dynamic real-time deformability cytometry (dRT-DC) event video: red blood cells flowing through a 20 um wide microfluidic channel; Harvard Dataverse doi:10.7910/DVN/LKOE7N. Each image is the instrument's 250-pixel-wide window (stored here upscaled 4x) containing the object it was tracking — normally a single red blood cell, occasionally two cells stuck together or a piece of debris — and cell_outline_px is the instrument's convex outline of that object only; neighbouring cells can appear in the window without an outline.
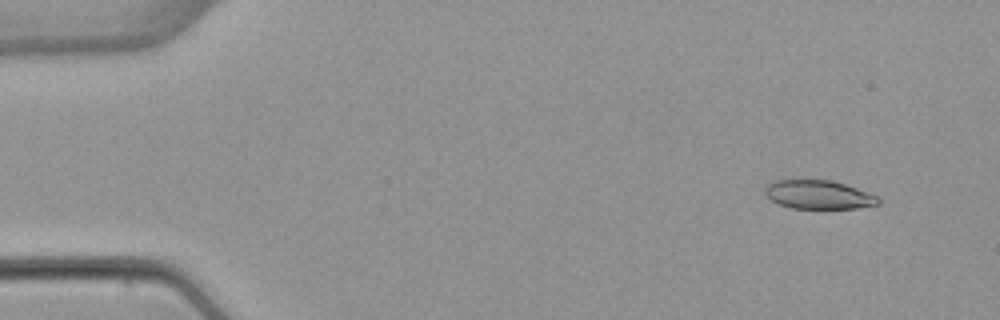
{"species": "common noctule bat (a hibernating species)", "species_latin": "Nyctalus noctula", "temperature_condition": "warm", "stored_images_in_passage": 53, "camera_frame_rate_fps": 3000, "um_per_image_px": 0.085, "animal": {"sex": "female", "body_mass_g": 22.7, "forearm_length_mm": 54.2}, "frame": {"image": 1, "passage_image": 5, "time_ms": 1.333, "image_size_px": [1000, 320], "cell_outline_px": [[880, 204], [856, 208], [792, 208], [780, 204], [764, 196], [764, 188], [768, 184], [776, 180], [832, 180], [880, 196]], "centroid_in_image_um": [69.58, 16.54], "position_along_channel_um": 15.4, "area_um2": 18.96}}
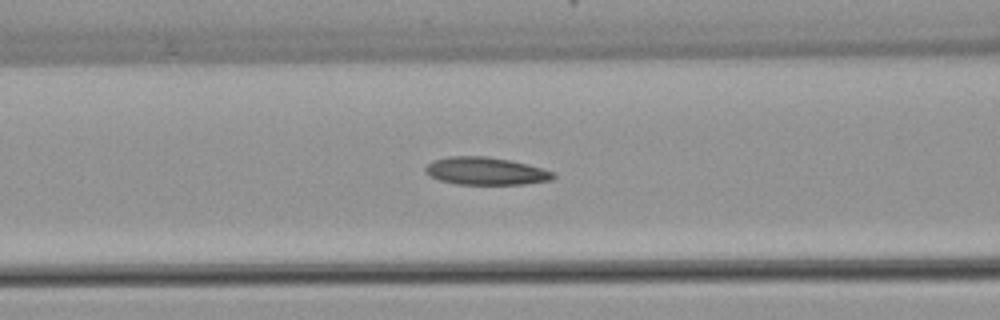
{"frame": {"image": 2, "passage_image": 22, "time_ms": 7.0, "image_size_px": [1000, 320], "cell_outline_px": [[556, 176], [552, 180], [524, 184], [456, 184], [440, 180], [424, 172], [424, 168], [432, 160], [448, 156], [488, 156], [512, 160], [540, 168], [552, 172]], "centroid_in_image_um": [41.26, 14.53], "position_along_channel_um": 125.3, "area_um2": 20.58}}
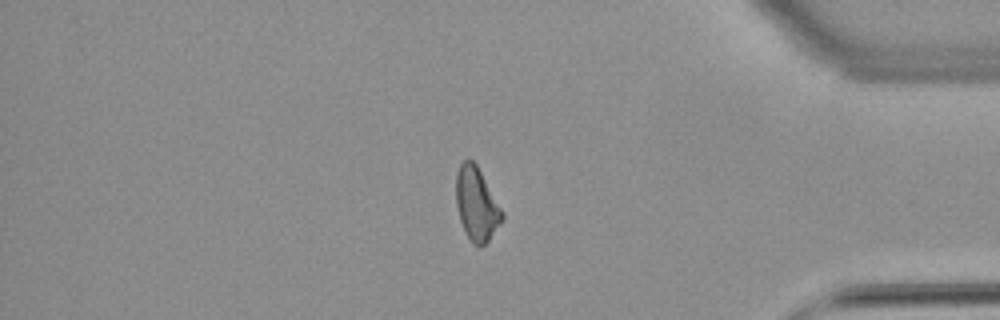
{"frame": {"image": 3, "passage_image": 45, "time_ms": 14.667, "image_size_px": [1000, 320], "cell_outline_px": [[504, 220], [488, 240], [484, 244], [472, 244], [460, 220], [456, 204], [456, 172], [460, 164], [468, 156], [476, 164], [504, 212]], "centroid_in_image_um": [40.51, 17.31], "position_along_channel_um": 394.7, "area_um2": 19.59}, "authors_computed_cell_mechanics": {"area_um2": 20.0566, "velocity_mm_per_s": 3.8822, "shape_relaxation_time_tau1_ms": null, "shape_relaxation_time_tau2_ms": 10.9295, "deformation_change_tau1": null, "deformation_change_tau2": 0.2384}}